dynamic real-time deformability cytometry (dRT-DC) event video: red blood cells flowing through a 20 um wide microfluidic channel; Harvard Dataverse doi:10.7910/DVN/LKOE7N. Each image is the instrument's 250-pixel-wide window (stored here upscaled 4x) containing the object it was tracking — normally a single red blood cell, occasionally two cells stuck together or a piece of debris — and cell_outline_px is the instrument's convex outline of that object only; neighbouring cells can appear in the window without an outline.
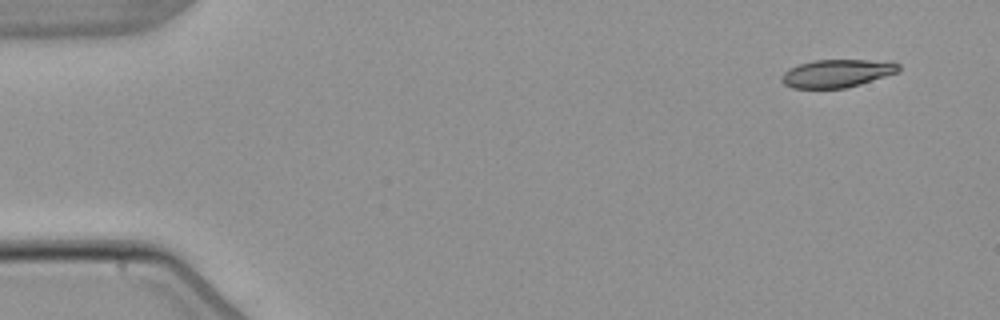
{"species": "common noctule bat (a hibernating species)", "species_latin": "Nyctalus noctula", "temperature_condition": "warm", "stored_images_in_passage": 4, "camera_frame_rate_fps": 3000, "um_per_image_px": 0.085, "animal": {"sex": "male", "body_mass_g": 21.5, "forearm_length_mm": 52.0}, "frame": {"image": 1, "passage_image": 1, "time_ms": 0.0, "image_size_px": [1000, 320], "cell_outline_px": [[900, 72], [860, 84], [844, 88], [792, 88], [784, 84], [780, 80], [780, 76], [788, 68], [812, 60], [892, 60], [900, 64]], "centroid_in_image_um": [71.18, 6.22], "position_along_channel_um": 13.8, "area_um2": 19.36}}
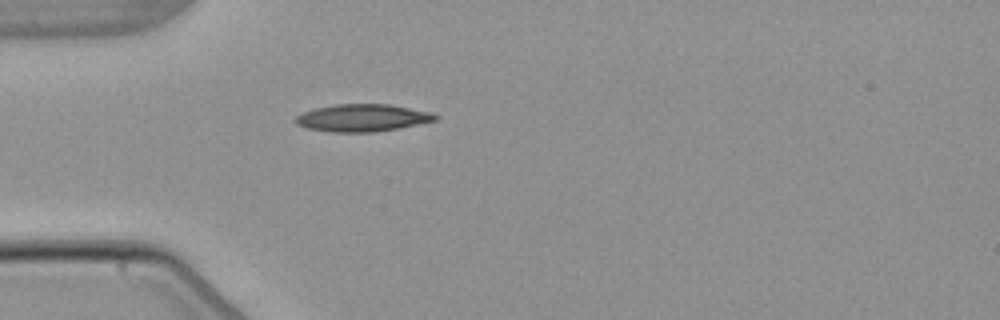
{"frame": {"image": 2, "passage_image": 4, "time_ms": 4.0, "image_size_px": [1000, 320], "cell_outline_px": [[440, 116], [436, 120], [400, 128], [376, 132], [332, 132], [308, 128], [296, 124], [292, 120], [296, 116], [304, 112], [316, 108], [336, 104], [388, 104], [432, 112]], "centroid_in_image_um": [30.82, 10.02], "position_along_channel_um": 54.2, "area_um2": 22.31}}